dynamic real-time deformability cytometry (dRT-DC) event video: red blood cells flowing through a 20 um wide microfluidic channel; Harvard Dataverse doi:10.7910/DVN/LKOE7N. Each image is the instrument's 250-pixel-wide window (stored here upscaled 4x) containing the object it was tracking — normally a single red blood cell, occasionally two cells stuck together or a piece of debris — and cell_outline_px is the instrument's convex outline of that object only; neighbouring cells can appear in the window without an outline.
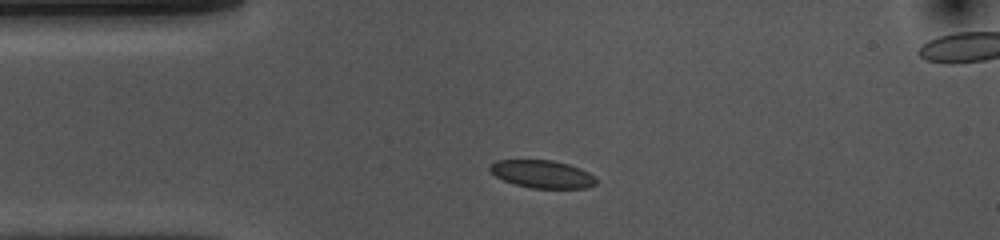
{"species": "common noctule bat (a hibernating species)", "species_latin": "Nyctalus noctula", "temperature_condition": "cold", "stored_images_in_passage": 43, "camera_frame_rate_fps": 3000, "um_per_image_px": 0.085, "animal": {"sex": "female", "body_mass_g": 10.0, "forearm_length_mm": 53.1}, "frame": {"image": 1, "passage_image": 6, "time_ms": 1.667, "image_size_px": [1000, 240], "cell_outline_px": [[596, 184], [588, 188], [532, 188], [516, 184], [504, 180], [496, 176], [488, 168], [496, 160], [552, 160], [568, 164], [580, 168], [596, 176]], "centroid_in_image_um": [46.13, 14.8], "position_along_channel_um": 38.9, "area_um2": 17.11}}
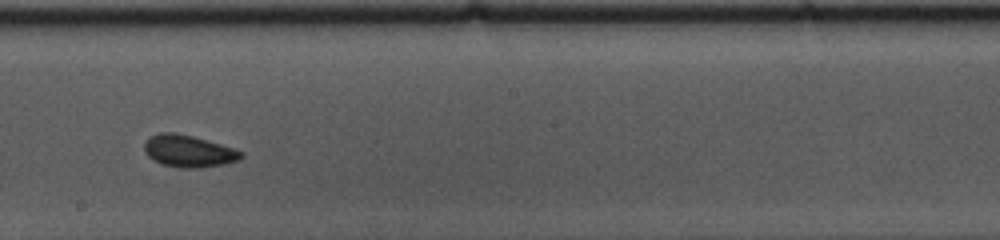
{"frame": {"image": 2, "passage_image": 24, "time_ms": 7.667, "image_size_px": [1000, 240], "cell_outline_px": [[244, 156], [240, 160], [224, 164], [200, 168], [180, 168], [160, 164], [152, 160], [144, 152], [144, 144], [148, 136], [160, 132], [172, 132], [192, 136], [208, 140], [244, 152]], "centroid_in_image_um": [16.0, 12.85], "position_along_channel_um": 232.2, "area_um2": 18.32}}
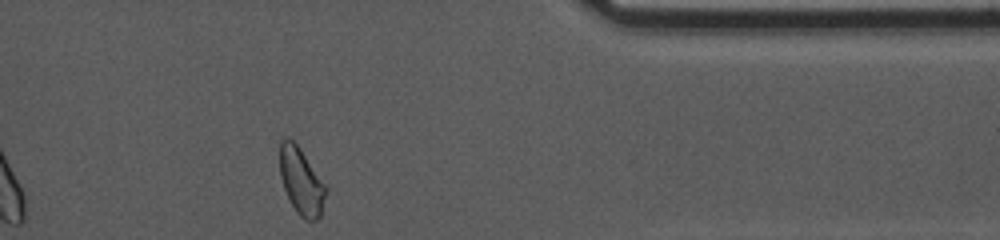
{"frame": {"image": 3, "passage_image": 39, "time_ms": 12.667, "image_size_px": [1000, 240], "cell_outline_px": [[324, 196], [320, 216], [316, 220], [308, 220], [300, 216], [296, 212], [284, 188], [280, 176], [280, 140], [284, 136], [292, 140], [300, 148], [324, 184]], "centroid_in_image_um": [25.56, 15.37], "position_along_channel_um": 385.8, "area_um2": 17.28}, "authors_computed_cell_mechanics": {"area_um2": 17.4556, "velocity_mm_per_s": 3.5236, "shape_relaxation_time_tau1_ms": 3.4611, "shape_relaxation_time_tau2_ms": 1.738, "deformation_change_tau1": 0.0535, "deformation_change_tau2": 0.0722}}